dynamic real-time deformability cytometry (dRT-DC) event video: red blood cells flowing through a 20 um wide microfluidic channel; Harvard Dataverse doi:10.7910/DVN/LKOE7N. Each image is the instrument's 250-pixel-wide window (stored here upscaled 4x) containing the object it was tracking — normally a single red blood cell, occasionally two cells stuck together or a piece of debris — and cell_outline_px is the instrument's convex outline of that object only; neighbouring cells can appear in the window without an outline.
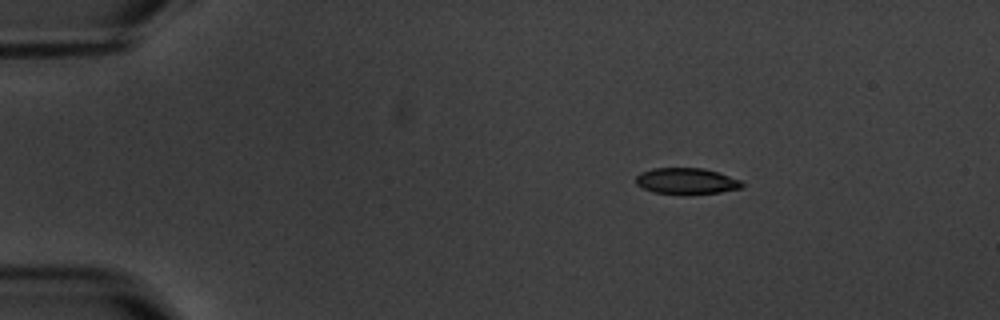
{"species": "common noctule bat (a hibernating species)", "species_latin": "Nyctalus noctula", "temperature_condition": "warm", "stored_images_in_passage": 3, "camera_frame_rate_fps": 3000, "um_per_image_px": 0.085, "animal": {"sex": "male", "body_mass_g": 20.1, "forearm_length_mm": 53.5}, "frame": {"image": 1, "passage_image": 1, "time_ms": 0.0, "image_size_px": [1000, 320], "cell_outline_px": [[744, 184], [740, 188], [720, 192], [652, 192], [636, 184], [636, 176], [640, 172], [652, 168], [704, 168], [740, 180]], "centroid_in_image_um": [58.31, 15.35], "position_along_channel_um": 26.7, "area_um2": 15.49}}